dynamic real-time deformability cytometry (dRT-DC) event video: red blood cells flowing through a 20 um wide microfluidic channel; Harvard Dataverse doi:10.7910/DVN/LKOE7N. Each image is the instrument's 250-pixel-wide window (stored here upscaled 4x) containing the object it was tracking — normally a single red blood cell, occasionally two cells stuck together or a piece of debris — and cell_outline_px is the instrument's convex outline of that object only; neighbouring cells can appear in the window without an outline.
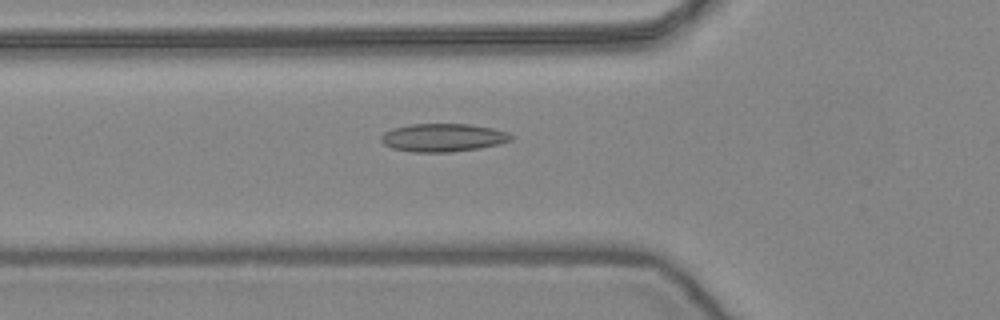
{"species": "common noctule bat (a hibernating species)", "species_latin": "Nyctalus noctula", "temperature_condition": "warm", "stored_images_in_passage": 19, "camera_frame_rate_fps": 3000, "um_per_image_px": 0.085, "animal": {"sex": "female", "body_mass_g": 24.6, "forearm_length_mm": 56.2}, "frame": {"image": 1, "passage_image": 16, "time_ms": 5.0, "image_size_px": [1000, 320], "cell_outline_px": [[512, 140], [500, 144], [452, 152], [412, 152], [392, 148], [384, 144], [380, 140], [380, 136], [384, 132], [392, 128], [408, 124], [468, 124], [492, 128], [508, 132], [512, 136]], "centroid_in_image_um": [37.62, 11.69], "position_along_channel_um": 88.2, "area_um2": 21.33}}
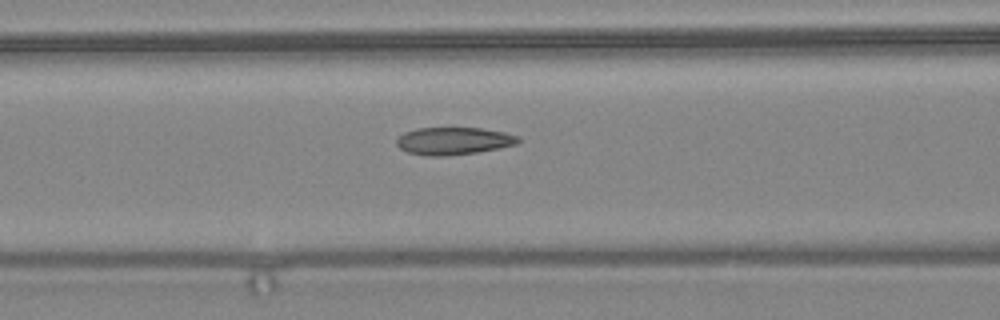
{"frame": {"image": 2, "passage_image": 19, "time_ms": 6.0, "image_size_px": [1000, 320], "cell_outline_px": [[520, 140], [516, 144], [500, 148], [476, 152], [448, 156], [428, 156], [408, 152], [400, 148], [396, 144], [396, 140], [404, 132], [416, 128], [480, 128], [504, 132], [520, 136]], "centroid_in_image_um": [38.56, 11.98], "position_along_channel_um": 128.0, "area_um2": 19.48}}